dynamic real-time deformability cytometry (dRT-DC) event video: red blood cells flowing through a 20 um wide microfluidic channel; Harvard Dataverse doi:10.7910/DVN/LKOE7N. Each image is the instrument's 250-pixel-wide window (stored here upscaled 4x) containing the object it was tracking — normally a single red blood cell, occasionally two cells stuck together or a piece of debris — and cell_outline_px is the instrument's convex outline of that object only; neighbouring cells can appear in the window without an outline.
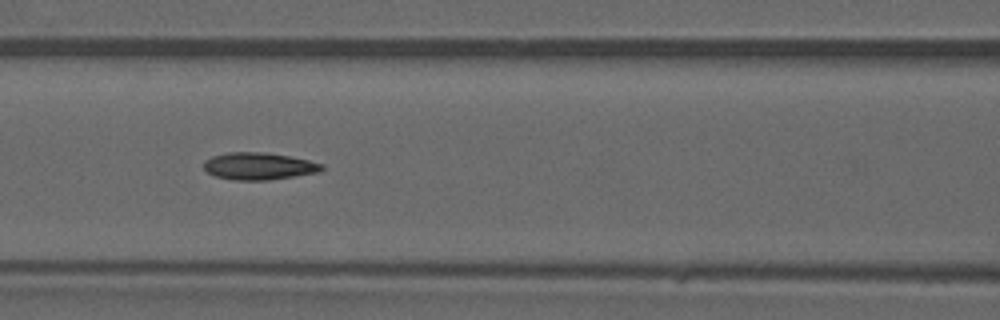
{"species": "common noctule bat (a hibernating species)", "species_latin": "Nyctalus noctula", "temperature_condition": "warm", "stored_images_in_passage": 40, "camera_frame_rate_fps": 3000, "um_per_image_px": 0.085, "animal": {"sex": "male", "forearm_length_mm": 52.5}, "frame": {"image": 1, "passage_image": 18, "time_ms": 5.667, "image_size_px": [1000, 320], "cell_outline_px": [[324, 168], [320, 172], [268, 180], [232, 180], [216, 176], [208, 172], [204, 168], [204, 160], [212, 156], [228, 152], [264, 152], [288, 156], [308, 160], [324, 164]], "centroid_in_image_um": [22.0, 14.12], "position_along_channel_um": 144.6, "area_um2": 18.67}}